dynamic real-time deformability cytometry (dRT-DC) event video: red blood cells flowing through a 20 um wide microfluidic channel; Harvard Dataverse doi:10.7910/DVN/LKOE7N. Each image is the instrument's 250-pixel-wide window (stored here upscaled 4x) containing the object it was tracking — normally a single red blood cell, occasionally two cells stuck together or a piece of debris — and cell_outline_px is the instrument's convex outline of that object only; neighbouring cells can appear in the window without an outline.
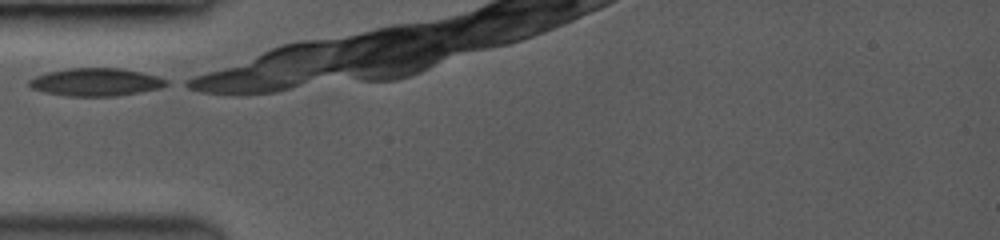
{"species": "common noctule bat (a hibernating species)", "species_latin": "Nyctalus noctula", "temperature_condition": "room temperature", "stored_images_in_passage": 3, "camera_frame_rate_fps": 3500, "um_per_image_px": 0.085, "animal": {"sex": "female", "body_mass_g": 19.0, "forearm_length_mm": 53.3}, "frame": {"image": 1, "passage_image": 1, "time_ms": 0.0, "image_size_px": [1000, 240], "cell_outline_px": [[168, 84], [160, 88], [136, 92], [108, 96], [72, 96], [44, 92], [32, 88], [28, 84], [28, 80], [44, 72], [68, 68], [120, 68], [140, 72], [156, 76], [168, 80]], "centroid_in_image_um": [8.09, 6.96], "position_along_channel_um": 76.9, "area_um2": 21.96}}
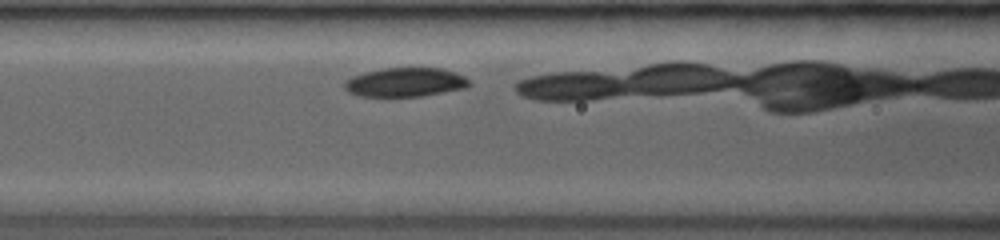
{"frame": {"image": 2, "passage_image": 3, "time_ms": 1.429, "image_size_px": [1000, 240], "cell_outline_px": [[472, 84], [464, 88], [420, 96], [364, 96], [352, 92], [344, 88], [344, 84], [352, 76], [364, 72], [384, 68], [440, 68], [464, 76]], "centroid_in_image_um": [34.46, 6.98], "position_along_channel_um": 132.1, "area_um2": 20.63}}